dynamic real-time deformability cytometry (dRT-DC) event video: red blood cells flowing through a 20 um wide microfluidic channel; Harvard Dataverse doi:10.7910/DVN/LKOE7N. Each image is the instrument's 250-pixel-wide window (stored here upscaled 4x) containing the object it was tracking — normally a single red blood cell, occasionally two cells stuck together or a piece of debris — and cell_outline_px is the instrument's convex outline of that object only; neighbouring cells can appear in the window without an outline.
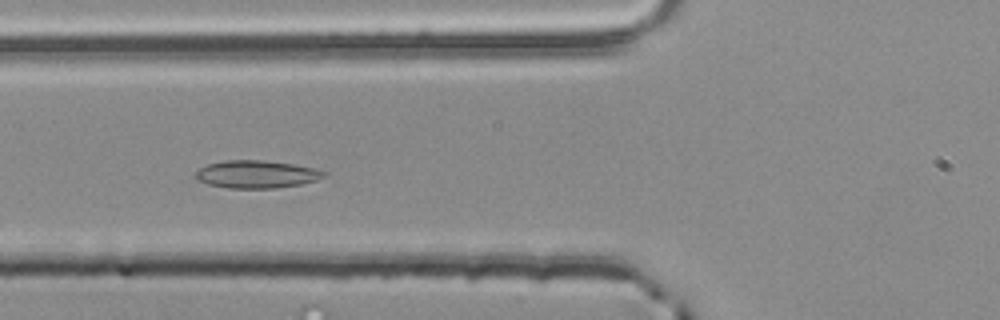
{"species": "common noctule bat (a hibernating species)", "species_latin": "Nyctalus noctula", "temperature_condition": "room temperature", "stored_images_in_passage": 42, "camera_frame_rate_fps": 3000, "um_per_image_px": 0.085, "animal": {"sex": "male", "body_mass_g": 20.4}, "frame": {"image": 1, "passage_image": 8, "time_ms": 2.333, "image_size_px": [1000, 320], "cell_outline_px": [[328, 172], [324, 176], [316, 180], [300, 184], [276, 188], [228, 188], [208, 184], [196, 180], [196, 172], [200, 168], [208, 164], [224, 160], [264, 160], [292, 164], [316, 168]], "centroid_in_image_um": [21.81, 14.81], "position_along_channel_um": 104.0, "area_um2": 20.69}}
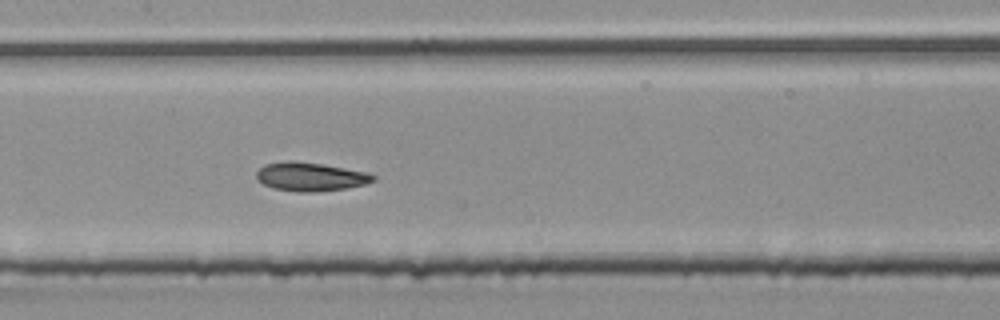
{"frame": {"image": 2, "passage_image": 14, "time_ms": 4.333, "image_size_px": [1000, 320], "cell_outline_px": [[376, 180], [364, 184], [344, 188], [316, 192], [300, 192], [272, 188], [256, 180], [256, 172], [264, 164], [288, 160], [292, 160], [324, 164], [368, 172], [376, 176]], "centroid_in_image_um": [26.37, 15.01], "position_along_channel_um": 181.0, "area_um2": 19.65}}
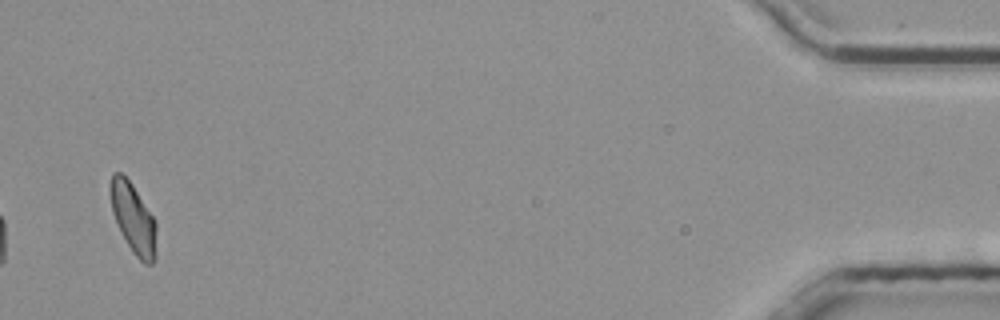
{"frame": {"image": 3, "passage_image": 40, "time_ms": 13.0, "image_size_px": [1000, 320], "cell_outline_px": [[156, 256], [152, 264], [144, 264], [132, 252], [120, 232], [112, 212], [108, 188], [112, 172], [120, 172], [132, 184], [152, 216], [156, 224]], "centroid_in_image_um": [11.3, 18.57], "position_along_channel_um": 423.9, "area_um2": 18.9}, "authors_computed_cell_mechanics": {"area_um2": 18.9584, "velocity_mm_per_s": 3.8403, "shape_relaxation_time_tau1_ms": null, "shape_relaxation_time_tau2_ms": 3.343, "deformation_change_tau1": null, "deformation_change_tau2": 0.0881}}